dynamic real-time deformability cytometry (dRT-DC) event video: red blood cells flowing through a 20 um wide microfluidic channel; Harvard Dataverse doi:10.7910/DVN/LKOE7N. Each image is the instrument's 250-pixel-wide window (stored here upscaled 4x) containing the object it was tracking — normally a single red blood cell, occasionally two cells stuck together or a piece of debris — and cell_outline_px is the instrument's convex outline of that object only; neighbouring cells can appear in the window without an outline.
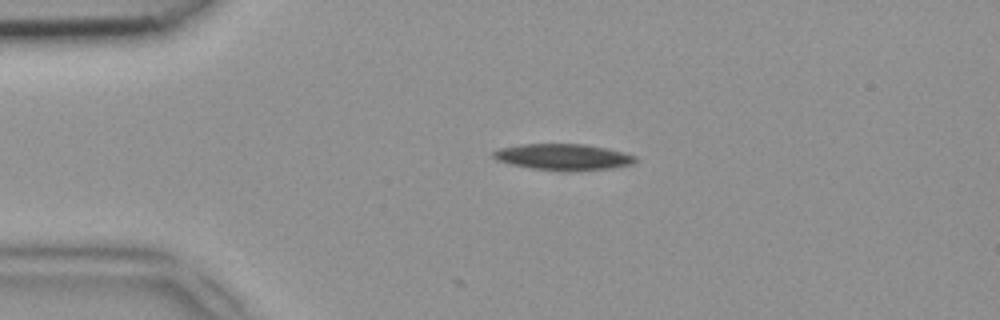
{"species": "common noctule bat (a hibernating species)", "species_latin": "Nyctalus noctula", "temperature_condition": "room temperature", "stored_images_in_passage": 5, "camera_frame_rate_fps": 3000, "um_per_image_px": 0.085, "animal": {"sex": "female", "body_mass_g": 18.4}, "frame": {"image": 1, "passage_image": 5, "time_ms": 1.333, "image_size_px": [1000, 320], "cell_outline_px": [[636, 160], [632, 164], [612, 168], [532, 168], [512, 164], [496, 160], [492, 156], [492, 152], [500, 148], [520, 144], [584, 144], [608, 148], [624, 152], [636, 156]], "centroid_in_image_um": [47.85, 13.29], "position_along_channel_um": 37.1, "area_um2": 20.69}}